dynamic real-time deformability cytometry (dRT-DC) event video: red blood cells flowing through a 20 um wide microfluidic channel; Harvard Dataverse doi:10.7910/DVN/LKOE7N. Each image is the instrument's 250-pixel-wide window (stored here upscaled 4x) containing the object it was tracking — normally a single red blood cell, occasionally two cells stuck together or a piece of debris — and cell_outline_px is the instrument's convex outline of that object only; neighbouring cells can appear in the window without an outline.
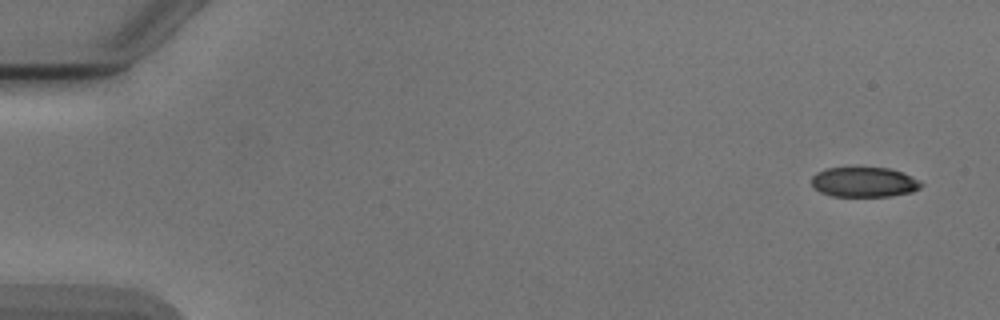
{"species": "Egyptian fruit bat (a non-hibernating species)", "species_latin": "Rousettus aegyptiacus", "temperature_condition": "cold", "stored_images_in_passage": 4, "camera_frame_rate_fps": 3000, "um_per_image_px": 0.085, "animal": {"sex": "male"}, "frame": {"image": 1, "passage_image": 1, "time_ms": 0.0, "image_size_px": [1000, 320], "cell_outline_px": [[924, 184], [920, 188], [912, 192], [888, 196], [832, 196], [820, 192], [812, 184], [812, 176], [816, 172], [828, 168], [888, 168], [912, 176]], "centroid_in_image_um": [73.45, 15.48], "position_along_channel_um": 11.5, "area_um2": 18.96}}